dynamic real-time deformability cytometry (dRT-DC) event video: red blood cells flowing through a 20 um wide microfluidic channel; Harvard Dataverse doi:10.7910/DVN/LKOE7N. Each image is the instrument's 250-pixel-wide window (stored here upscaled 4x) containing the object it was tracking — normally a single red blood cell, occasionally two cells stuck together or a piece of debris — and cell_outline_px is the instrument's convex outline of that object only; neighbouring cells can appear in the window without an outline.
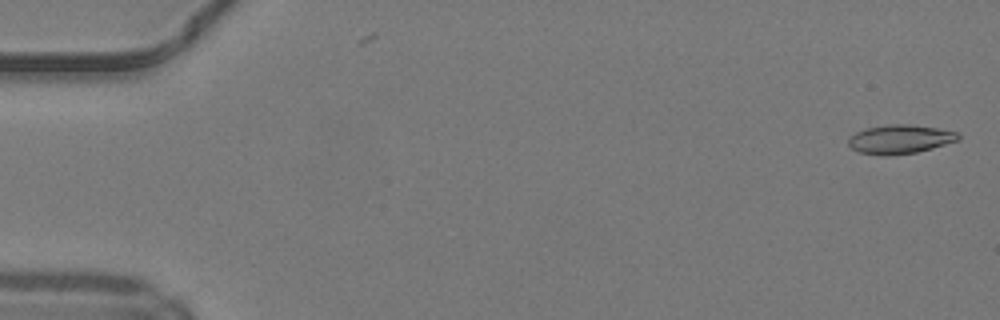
{"species": "common noctule bat (a hibernating species)", "species_latin": "Nyctalus noctula", "temperature_condition": "warm", "stored_images_in_passage": 50, "camera_frame_rate_fps": 3000, "um_per_image_px": 0.085, "animal": {"sex": "male", "body_mass_g": 19.2, "forearm_length_mm": 51.8}, "frame": {"image": 1, "passage_image": 2, "time_ms": 0.333, "image_size_px": [1000, 320], "cell_outline_px": [[960, 140], [932, 148], [916, 152], [888, 156], [884, 156], [860, 152], [852, 148], [848, 144], [848, 136], [864, 128], [888, 124], [908, 124], [936, 128], [960, 132]], "centroid_in_image_um": [76.49, 11.83], "position_along_channel_um": 8.5, "area_um2": 18.67}}
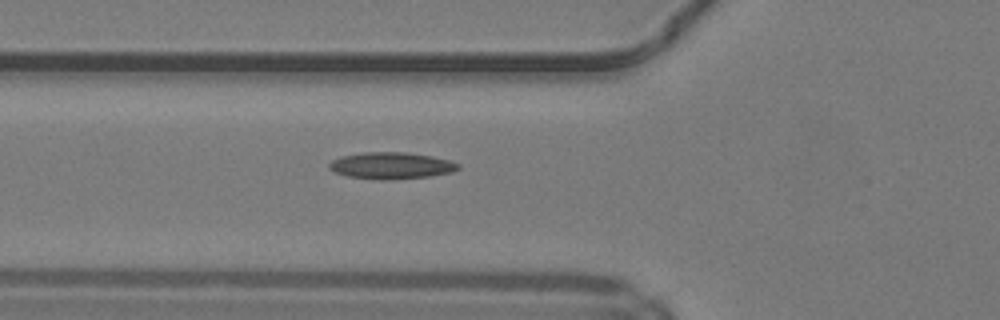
{"frame": {"image": 2, "passage_image": 19, "time_ms": 6.0, "image_size_px": [1000, 320], "cell_outline_px": [[460, 168], [452, 172], [428, 176], [384, 180], [380, 180], [348, 176], [336, 172], [328, 168], [328, 164], [332, 160], [340, 156], [364, 152], [408, 152], [432, 156], [448, 160], [460, 164]], "centroid_in_image_um": [33.24, 14.06], "position_along_channel_um": 92.6, "area_um2": 20.0}}
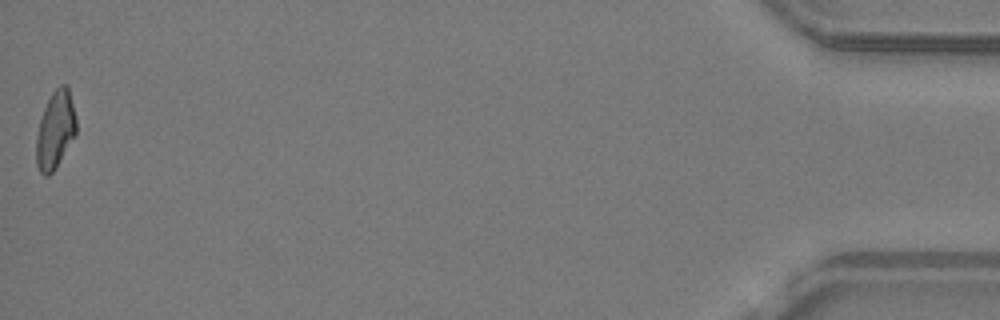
{"frame": {"image": 3, "passage_image": 50, "time_ms": 16.333, "image_size_px": [1000, 320], "cell_outline_px": [[76, 136], [56, 168], [48, 176], [44, 176], [40, 172], [36, 164], [36, 136], [40, 120], [44, 108], [52, 92], [60, 84], [68, 84], [76, 116]], "centroid_in_image_um": [4.72, 11.05], "position_along_channel_um": 430.5, "area_um2": 18.38}, "authors_computed_cell_mechanics": {"area_um2": 18.3804, "velocity_mm_per_s": 4.2238, "shape_relaxation_time_tau1_ms": null, "shape_relaxation_time_tau2_ms": 8.2978, "deformation_change_tau1": null, "deformation_change_tau2": 0.1866}}